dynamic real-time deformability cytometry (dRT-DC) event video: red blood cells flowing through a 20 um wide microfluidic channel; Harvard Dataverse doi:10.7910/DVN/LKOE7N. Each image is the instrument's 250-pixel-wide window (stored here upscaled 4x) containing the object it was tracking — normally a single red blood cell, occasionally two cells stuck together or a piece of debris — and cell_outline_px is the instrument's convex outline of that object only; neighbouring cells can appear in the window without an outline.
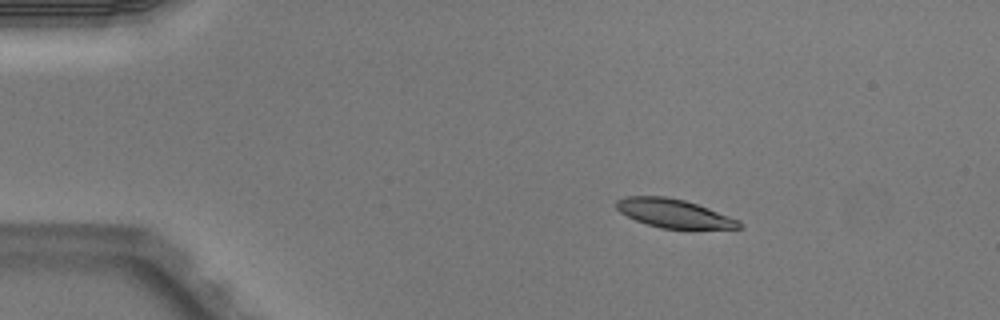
{"species": "Egyptian fruit bat (a non-hibernating species)", "species_latin": "Rousettus aegyptiacus", "temperature_condition": "warm", "stored_images_in_passage": 4, "camera_frame_rate_fps": 3000, "um_per_image_px": 0.085, "animal": {"sex": "male"}, "frame": {"image": 1, "passage_image": 2, "time_ms": 0.333, "image_size_px": [1000, 320], "cell_outline_px": [[744, 228], [660, 228], [636, 220], [620, 212], [616, 208], [616, 200], [624, 196], [664, 196], [684, 200], [708, 208], [740, 220], [744, 224]], "centroid_in_image_um": [57.28, 18.13], "position_along_channel_um": 27.7, "area_um2": 20.29}}